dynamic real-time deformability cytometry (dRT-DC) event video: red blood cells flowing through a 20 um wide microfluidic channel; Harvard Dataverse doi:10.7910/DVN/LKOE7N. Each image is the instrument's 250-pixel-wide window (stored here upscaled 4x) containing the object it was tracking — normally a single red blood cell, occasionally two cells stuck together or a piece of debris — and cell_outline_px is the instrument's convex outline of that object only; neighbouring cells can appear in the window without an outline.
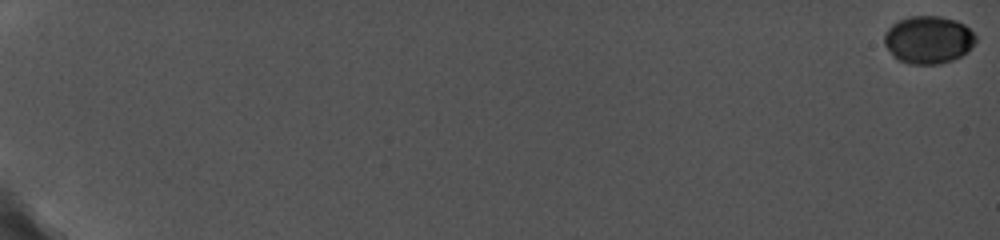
{"species": "common noctule bat (a hibernating species)", "species_latin": "Nyctalus noctula", "temperature_condition": "cold", "stored_images_in_passage": 38, "camera_frame_rate_fps": 5000, "um_per_image_px": 0.085, "animal": {"sex": "female", "body_mass_g": 19.0, "forearm_length_mm": 56.7}, "frame": {"image": 1, "passage_image": 1, "time_ms": 0.0, "image_size_px": [1000, 240], "cell_outline_px": [[976, 40], [968, 52], [952, 60], [940, 64], [908, 64], [896, 60], [892, 56], [884, 44], [884, 32], [892, 24], [908, 16], [940, 16], [956, 20], [964, 24], [976, 36]], "centroid_in_image_um": [78.88, 3.39], "position_along_channel_um": 6.1, "area_um2": 25.66}}
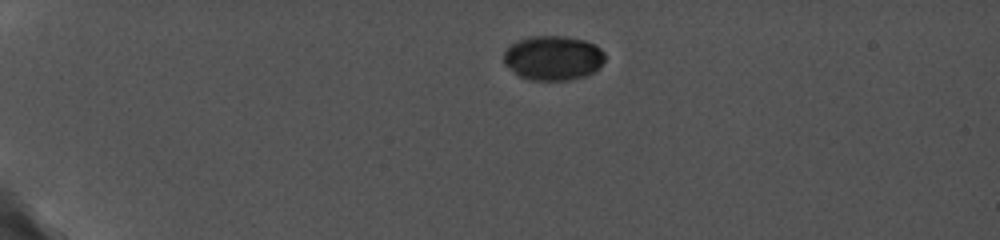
{"frame": {"image": 2, "passage_image": 25, "time_ms": 5.2, "image_size_px": [1000, 240], "cell_outline_px": [[604, 60], [600, 68], [584, 76], [568, 80], [532, 80], [520, 76], [504, 64], [504, 52], [516, 40], [532, 36], [564, 36], [584, 40], [596, 44], [604, 52]], "centroid_in_image_um": [47.03, 4.92], "position_along_channel_um": 38.0, "area_um2": 26.24}}